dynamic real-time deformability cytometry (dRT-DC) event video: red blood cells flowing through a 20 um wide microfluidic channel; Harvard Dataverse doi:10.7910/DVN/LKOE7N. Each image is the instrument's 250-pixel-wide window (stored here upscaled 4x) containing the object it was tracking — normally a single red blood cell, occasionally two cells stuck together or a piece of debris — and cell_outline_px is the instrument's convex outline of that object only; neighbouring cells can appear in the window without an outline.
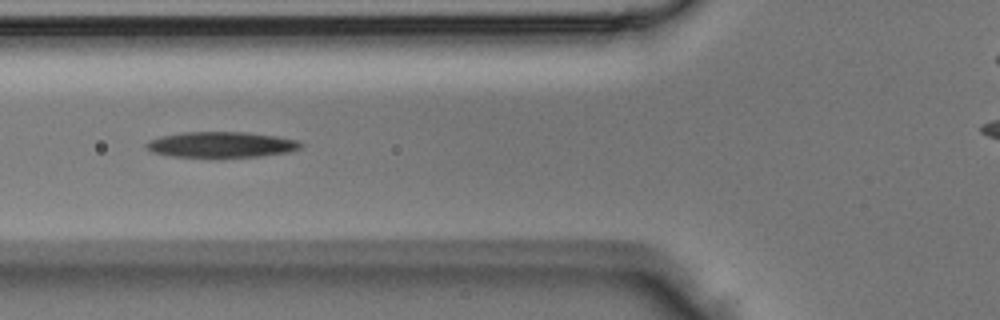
{"species": "Egyptian fruit bat (a non-hibernating species)", "species_latin": "Rousettus aegyptiacus", "temperature_condition": "room temperature", "stored_images_in_passage": 30, "camera_frame_rate_fps": 3000, "um_per_image_px": 0.085, "animal": {"sex": "male"}, "frame": {"image": 1, "passage_image": 5, "time_ms": 1.333, "image_size_px": [1000, 320], "cell_outline_px": [[304, 144], [300, 148], [288, 152], [260, 156], [172, 156], [152, 152], [144, 144], [160, 136], [184, 132], [248, 132], [276, 136], [300, 140]], "centroid_in_image_um": [18.86, 12.27], "position_along_channel_um": 106.9, "area_um2": 22.77}}
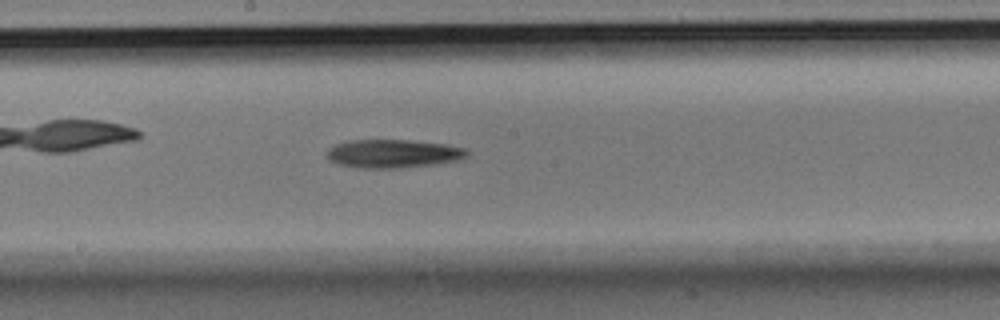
{"frame": {"image": 2, "passage_image": 12, "time_ms": 3.667, "image_size_px": [1000, 320], "cell_outline_px": [[468, 156], [460, 160], [436, 164], [400, 168], [356, 168], [340, 164], [328, 160], [328, 148], [336, 144], [348, 140], [408, 140], [444, 144], [464, 148], [468, 152]], "centroid_in_image_um": [33.42, 13.06], "position_along_channel_um": 214.8, "area_um2": 23.24}}
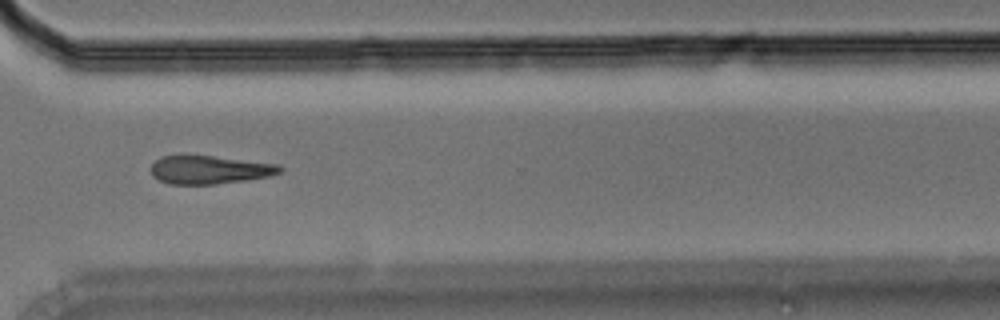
{"frame": {"image": 3, "passage_image": 21, "time_ms": 6.667, "image_size_px": [1000, 320], "cell_outline_px": [[284, 168], [280, 172], [272, 176], [248, 180], [216, 184], [168, 184], [152, 176], [152, 164], [160, 156], [212, 156], [280, 164]], "centroid_in_image_um": [17.86, 14.44], "position_along_channel_um": 352.7, "area_um2": 21.27}}